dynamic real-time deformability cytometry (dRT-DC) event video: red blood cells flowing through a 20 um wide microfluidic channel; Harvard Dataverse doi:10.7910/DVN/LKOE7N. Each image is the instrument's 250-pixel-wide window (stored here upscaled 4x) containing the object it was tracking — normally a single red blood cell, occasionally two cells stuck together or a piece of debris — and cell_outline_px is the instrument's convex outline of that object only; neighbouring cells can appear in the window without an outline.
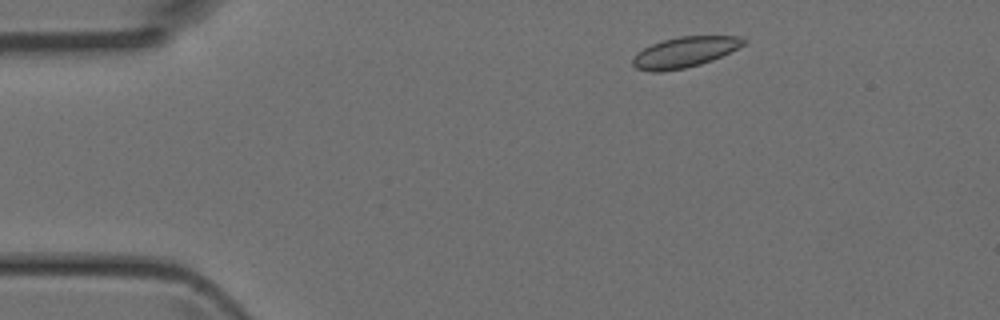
{"species": "Egyptian fruit bat (a non-hibernating species)", "species_latin": "Rousettus aegyptiacus", "temperature_condition": "room temperature", "stored_images_in_passage": 4, "camera_frame_rate_fps": 3000, "um_per_image_px": 0.085, "animal": {"sex": "female"}, "frame": {"image": 1, "passage_image": 1, "time_ms": 0.0, "image_size_px": [1000, 320], "cell_outline_px": [[748, 40], [744, 44], [712, 60], [700, 64], [684, 68], [660, 72], [652, 72], [636, 68], [632, 64], [632, 56], [636, 52], [652, 44], [664, 40], [680, 36], [740, 36]], "centroid_in_image_um": [58.15, 4.43], "position_along_channel_um": 26.8, "area_um2": 19.59}}
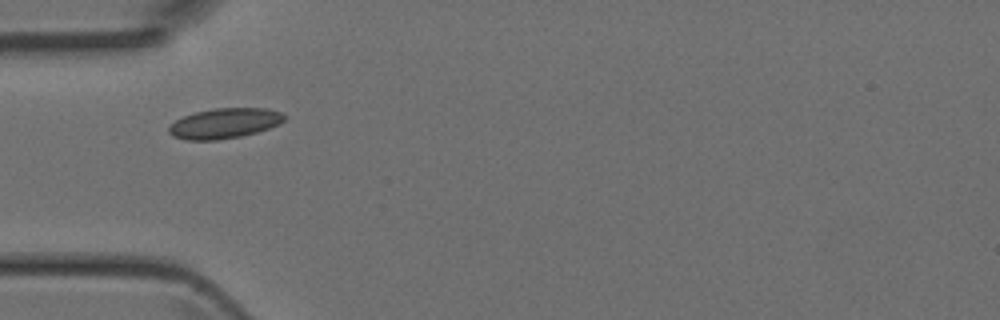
{"frame": {"image": 2, "passage_image": 3, "time_ms": 0.667, "image_size_px": [1000, 320], "cell_outline_px": [[288, 116], [280, 124], [256, 132], [240, 136], [216, 140], [184, 140], [172, 136], [168, 132], [168, 128], [176, 120], [184, 116], [196, 112], [216, 108], [268, 108], [280, 112]], "centroid_in_image_um": [19.09, 10.48], "position_along_channel_um": 65.9, "area_um2": 20.29}}
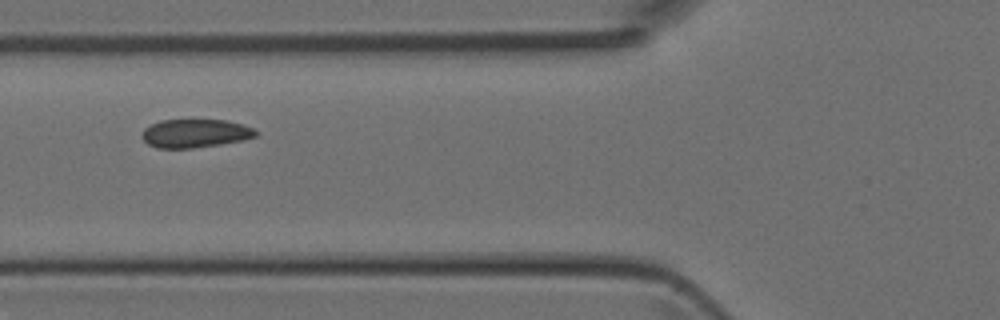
{"frame": {"image": 3, "passage_image": 4, "time_ms": 1.0, "image_size_px": [1000, 320], "cell_outline_px": [[260, 132], [256, 136], [244, 140], [220, 144], [192, 148], [156, 148], [148, 144], [140, 136], [144, 128], [160, 120], [228, 120], [244, 124]], "centroid_in_image_um": [16.6, 11.33], "position_along_channel_um": 109.2, "area_um2": 19.02}}